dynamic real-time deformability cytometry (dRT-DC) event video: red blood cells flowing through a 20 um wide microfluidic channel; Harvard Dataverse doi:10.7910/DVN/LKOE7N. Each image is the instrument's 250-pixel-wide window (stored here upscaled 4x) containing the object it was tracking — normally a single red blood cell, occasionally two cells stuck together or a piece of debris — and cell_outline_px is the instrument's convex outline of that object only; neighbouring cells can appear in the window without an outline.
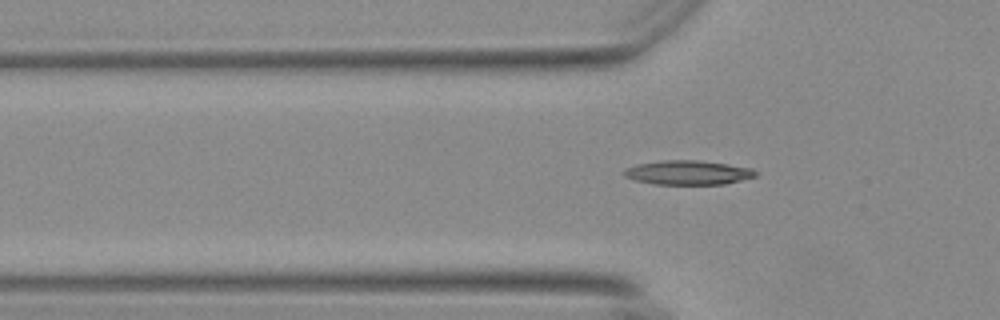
{"species": "Egyptian fruit bat (a non-hibernating species)", "species_latin": "Rousettus aegyptiacus", "temperature_condition": "warm", "stored_images_in_passage": 21, "camera_frame_rate_fps": 3000, "um_per_image_px": 0.085, "animal": {"sex": "female"}, "frame": {"image": 1, "passage_image": 21, "time_ms": 6.667, "image_size_px": [1000, 320], "cell_outline_px": [[756, 176], [724, 184], [656, 184], [636, 180], [624, 176], [624, 172], [628, 168], [636, 164], [664, 160], [696, 160], [752, 168], [756, 172]], "centroid_in_image_um": [58.47, 14.67], "position_along_channel_um": 67.3, "area_um2": 18.21}}